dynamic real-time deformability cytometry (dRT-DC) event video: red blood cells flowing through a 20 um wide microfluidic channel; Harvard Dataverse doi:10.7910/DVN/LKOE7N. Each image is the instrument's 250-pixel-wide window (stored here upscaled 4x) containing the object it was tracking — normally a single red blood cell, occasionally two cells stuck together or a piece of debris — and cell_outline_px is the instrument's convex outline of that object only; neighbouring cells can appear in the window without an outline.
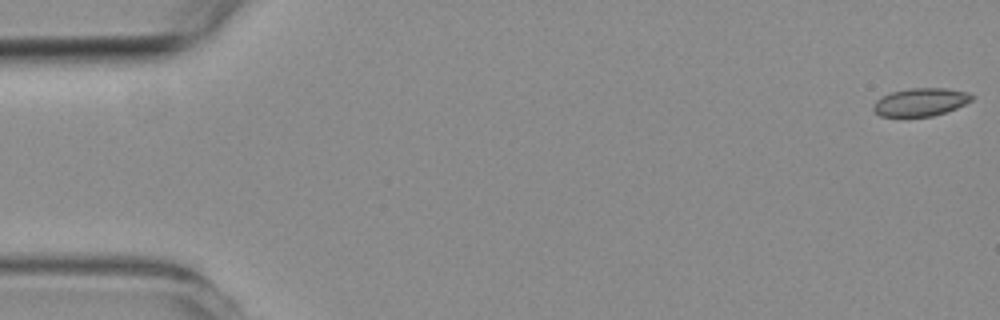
{"species": "common noctule bat (a hibernating species)", "species_latin": "Nyctalus noctula", "temperature_condition": "room temperature", "stored_images_in_passage": 6, "camera_frame_rate_fps": 3000, "um_per_image_px": 0.085, "animal": {"sex": "female", "body_mass_g": 19.3, "forearm_length_mm": 54.1}, "frame": {"image": 1, "passage_image": 1, "time_ms": 0.0, "image_size_px": [1000, 320], "cell_outline_px": [[976, 96], [972, 100], [956, 108], [932, 116], [880, 116], [872, 108], [872, 104], [880, 96], [892, 92], [912, 88], [948, 88], [968, 92]], "centroid_in_image_um": [78.25, 8.66], "position_along_channel_um": 6.7, "area_um2": 16.07}}